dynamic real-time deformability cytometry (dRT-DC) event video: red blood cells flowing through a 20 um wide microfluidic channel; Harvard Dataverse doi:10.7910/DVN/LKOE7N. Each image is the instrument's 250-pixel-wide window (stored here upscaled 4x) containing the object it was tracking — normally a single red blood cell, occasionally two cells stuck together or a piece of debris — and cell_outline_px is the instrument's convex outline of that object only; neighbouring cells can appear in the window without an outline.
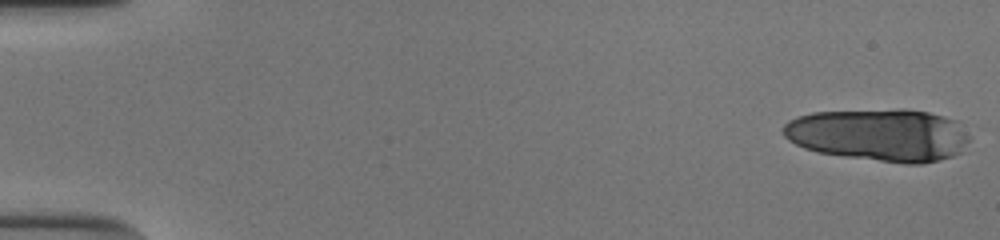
{"species": "human", "species_latin": "Homo sapiens", "temperature_condition": "cold", "stored_images_in_passage": 18, "camera_frame_rate_fps": 3000, "um_per_image_px": 0.085, "donor": {"sex": "male"}, "frame": {"image": 1, "passage_image": 1, "time_ms": 0.0, "image_size_px": [1000, 240], "cell_outline_px": [[972, 140], [960, 152], [952, 156], [940, 160], [920, 164], [904, 164], [816, 152], [804, 148], [788, 140], [780, 132], [780, 128], [788, 120], [796, 116], [812, 112], [900, 108], [904, 108], [928, 112], [960, 120], [972, 136]], "centroid_in_image_um": [74.78, 11.45], "position_along_channel_um": 10.2, "area_um2": 58.38}}